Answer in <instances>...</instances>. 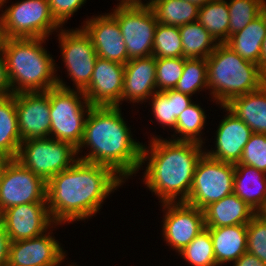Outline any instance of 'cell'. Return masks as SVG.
I'll use <instances>...</instances> for the list:
<instances>
[{"label":"cell","mask_w":266,"mask_h":266,"mask_svg":"<svg viewBox=\"0 0 266 266\" xmlns=\"http://www.w3.org/2000/svg\"><path fill=\"white\" fill-rule=\"evenodd\" d=\"M124 183L110 167L78 159L47 182L49 214L55 224L90 221Z\"/></svg>","instance_id":"cell-1"},{"label":"cell","mask_w":266,"mask_h":266,"mask_svg":"<svg viewBox=\"0 0 266 266\" xmlns=\"http://www.w3.org/2000/svg\"><path fill=\"white\" fill-rule=\"evenodd\" d=\"M121 112V106H92L77 156L80 160L110 167L128 182L140 173L143 142L134 139L132 126ZM82 149L87 150L84 155Z\"/></svg>","instance_id":"cell-2"},{"label":"cell","mask_w":266,"mask_h":266,"mask_svg":"<svg viewBox=\"0 0 266 266\" xmlns=\"http://www.w3.org/2000/svg\"><path fill=\"white\" fill-rule=\"evenodd\" d=\"M150 135L148 146L144 143L142 147L140 171L141 168L144 171L141 182L143 180L144 186L159 203L186 202L205 146Z\"/></svg>","instance_id":"cell-3"},{"label":"cell","mask_w":266,"mask_h":266,"mask_svg":"<svg viewBox=\"0 0 266 266\" xmlns=\"http://www.w3.org/2000/svg\"><path fill=\"white\" fill-rule=\"evenodd\" d=\"M49 38H6L1 49L12 94L58 86L56 62L45 45Z\"/></svg>","instance_id":"cell-4"},{"label":"cell","mask_w":266,"mask_h":266,"mask_svg":"<svg viewBox=\"0 0 266 266\" xmlns=\"http://www.w3.org/2000/svg\"><path fill=\"white\" fill-rule=\"evenodd\" d=\"M206 62L208 95L217 106L257 91L266 83V75L259 66L241 58L226 43H218Z\"/></svg>","instance_id":"cell-5"},{"label":"cell","mask_w":266,"mask_h":266,"mask_svg":"<svg viewBox=\"0 0 266 266\" xmlns=\"http://www.w3.org/2000/svg\"><path fill=\"white\" fill-rule=\"evenodd\" d=\"M50 102V137L80 145L87 115L92 105L83 91L54 87L49 89Z\"/></svg>","instance_id":"cell-6"},{"label":"cell","mask_w":266,"mask_h":266,"mask_svg":"<svg viewBox=\"0 0 266 266\" xmlns=\"http://www.w3.org/2000/svg\"><path fill=\"white\" fill-rule=\"evenodd\" d=\"M58 47L60 48V54L64 68L67 70V77L73 82L71 85H67L64 82L62 76L58 72V64L56 65V76L58 87L70 90L84 91L92 77L94 65L97 59V53L92 45L90 37L79 26L75 29H67L62 27L59 31L55 32Z\"/></svg>","instance_id":"cell-7"},{"label":"cell","mask_w":266,"mask_h":266,"mask_svg":"<svg viewBox=\"0 0 266 266\" xmlns=\"http://www.w3.org/2000/svg\"><path fill=\"white\" fill-rule=\"evenodd\" d=\"M0 11L5 38H49L62 28L48 0H18Z\"/></svg>","instance_id":"cell-8"},{"label":"cell","mask_w":266,"mask_h":266,"mask_svg":"<svg viewBox=\"0 0 266 266\" xmlns=\"http://www.w3.org/2000/svg\"><path fill=\"white\" fill-rule=\"evenodd\" d=\"M16 160L47 183L78 160L77 148L51 137L24 140Z\"/></svg>","instance_id":"cell-9"},{"label":"cell","mask_w":266,"mask_h":266,"mask_svg":"<svg viewBox=\"0 0 266 266\" xmlns=\"http://www.w3.org/2000/svg\"><path fill=\"white\" fill-rule=\"evenodd\" d=\"M235 164L213 159L204 153L194 171L187 204L203 210L234 192Z\"/></svg>","instance_id":"cell-10"},{"label":"cell","mask_w":266,"mask_h":266,"mask_svg":"<svg viewBox=\"0 0 266 266\" xmlns=\"http://www.w3.org/2000/svg\"><path fill=\"white\" fill-rule=\"evenodd\" d=\"M110 11L109 13L116 19L121 29L129 60L151 56L158 24L151 7L115 5V8L113 7Z\"/></svg>","instance_id":"cell-11"},{"label":"cell","mask_w":266,"mask_h":266,"mask_svg":"<svg viewBox=\"0 0 266 266\" xmlns=\"http://www.w3.org/2000/svg\"><path fill=\"white\" fill-rule=\"evenodd\" d=\"M47 183L18 160L9 159L0 176V214L16 205L47 202Z\"/></svg>","instance_id":"cell-12"},{"label":"cell","mask_w":266,"mask_h":266,"mask_svg":"<svg viewBox=\"0 0 266 266\" xmlns=\"http://www.w3.org/2000/svg\"><path fill=\"white\" fill-rule=\"evenodd\" d=\"M159 205L163 212L162 240L178 254L206 228L203 210L186 202H166Z\"/></svg>","instance_id":"cell-13"},{"label":"cell","mask_w":266,"mask_h":266,"mask_svg":"<svg viewBox=\"0 0 266 266\" xmlns=\"http://www.w3.org/2000/svg\"><path fill=\"white\" fill-rule=\"evenodd\" d=\"M60 226L61 224H54L40 236L10 242L7 266H62L67 260V250L53 234ZM75 264L77 262L67 263L65 266Z\"/></svg>","instance_id":"cell-14"},{"label":"cell","mask_w":266,"mask_h":266,"mask_svg":"<svg viewBox=\"0 0 266 266\" xmlns=\"http://www.w3.org/2000/svg\"><path fill=\"white\" fill-rule=\"evenodd\" d=\"M0 223L10 242L40 236L55 224L49 214L47 202L12 206L0 214Z\"/></svg>","instance_id":"cell-15"},{"label":"cell","mask_w":266,"mask_h":266,"mask_svg":"<svg viewBox=\"0 0 266 266\" xmlns=\"http://www.w3.org/2000/svg\"><path fill=\"white\" fill-rule=\"evenodd\" d=\"M15 106L22 141L50 137L49 90L16 93Z\"/></svg>","instance_id":"cell-16"},{"label":"cell","mask_w":266,"mask_h":266,"mask_svg":"<svg viewBox=\"0 0 266 266\" xmlns=\"http://www.w3.org/2000/svg\"><path fill=\"white\" fill-rule=\"evenodd\" d=\"M89 17L83 20L80 27L90 37L97 56L125 65L129 58L116 19L109 12Z\"/></svg>","instance_id":"cell-17"},{"label":"cell","mask_w":266,"mask_h":266,"mask_svg":"<svg viewBox=\"0 0 266 266\" xmlns=\"http://www.w3.org/2000/svg\"><path fill=\"white\" fill-rule=\"evenodd\" d=\"M224 112L223 119L220 120L215 131V141L211 149L205 148V153L216 160L225 163L237 164L241 159L244 146L249 141L253 131L238 119L226 106H220Z\"/></svg>","instance_id":"cell-18"},{"label":"cell","mask_w":266,"mask_h":266,"mask_svg":"<svg viewBox=\"0 0 266 266\" xmlns=\"http://www.w3.org/2000/svg\"><path fill=\"white\" fill-rule=\"evenodd\" d=\"M124 64L97 57L91 81L83 91L92 106H119L124 83Z\"/></svg>","instance_id":"cell-19"},{"label":"cell","mask_w":266,"mask_h":266,"mask_svg":"<svg viewBox=\"0 0 266 266\" xmlns=\"http://www.w3.org/2000/svg\"><path fill=\"white\" fill-rule=\"evenodd\" d=\"M124 67L121 107L124 102L132 103V105L145 104L157 92L155 57L151 55L132 59Z\"/></svg>","instance_id":"cell-20"},{"label":"cell","mask_w":266,"mask_h":266,"mask_svg":"<svg viewBox=\"0 0 266 266\" xmlns=\"http://www.w3.org/2000/svg\"><path fill=\"white\" fill-rule=\"evenodd\" d=\"M206 228L247 225L257 214L234 192L203 209Z\"/></svg>","instance_id":"cell-21"},{"label":"cell","mask_w":266,"mask_h":266,"mask_svg":"<svg viewBox=\"0 0 266 266\" xmlns=\"http://www.w3.org/2000/svg\"><path fill=\"white\" fill-rule=\"evenodd\" d=\"M210 231L217 266L233 264L247 252V225L207 228Z\"/></svg>","instance_id":"cell-22"},{"label":"cell","mask_w":266,"mask_h":266,"mask_svg":"<svg viewBox=\"0 0 266 266\" xmlns=\"http://www.w3.org/2000/svg\"><path fill=\"white\" fill-rule=\"evenodd\" d=\"M192 98L175 89L155 92L146 102L152 106V110L149 111L154 119L151 118L150 122L153 124L155 120L158 126L161 125V128H168L173 132L178 116L194 102Z\"/></svg>","instance_id":"cell-23"},{"label":"cell","mask_w":266,"mask_h":266,"mask_svg":"<svg viewBox=\"0 0 266 266\" xmlns=\"http://www.w3.org/2000/svg\"><path fill=\"white\" fill-rule=\"evenodd\" d=\"M225 106L253 133L266 134V83L257 91L233 98Z\"/></svg>","instance_id":"cell-24"},{"label":"cell","mask_w":266,"mask_h":266,"mask_svg":"<svg viewBox=\"0 0 266 266\" xmlns=\"http://www.w3.org/2000/svg\"><path fill=\"white\" fill-rule=\"evenodd\" d=\"M234 193L258 213L266 203V173L245 164H235Z\"/></svg>","instance_id":"cell-25"},{"label":"cell","mask_w":266,"mask_h":266,"mask_svg":"<svg viewBox=\"0 0 266 266\" xmlns=\"http://www.w3.org/2000/svg\"><path fill=\"white\" fill-rule=\"evenodd\" d=\"M265 35L266 9L243 30L231 35L226 44L241 58L258 65Z\"/></svg>","instance_id":"cell-26"},{"label":"cell","mask_w":266,"mask_h":266,"mask_svg":"<svg viewBox=\"0 0 266 266\" xmlns=\"http://www.w3.org/2000/svg\"><path fill=\"white\" fill-rule=\"evenodd\" d=\"M21 142L15 94L0 97V155L16 159Z\"/></svg>","instance_id":"cell-27"},{"label":"cell","mask_w":266,"mask_h":266,"mask_svg":"<svg viewBox=\"0 0 266 266\" xmlns=\"http://www.w3.org/2000/svg\"><path fill=\"white\" fill-rule=\"evenodd\" d=\"M195 101L187 107L177 118L175 129L171 134V140L195 142L206 146V137L202 133L205 130L207 116L206 110ZM205 110V111H204Z\"/></svg>","instance_id":"cell-28"},{"label":"cell","mask_w":266,"mask_h":266,"mask_svg":"<svg viewBox=\"0 0 266 266\" xmlns=\"http://www.w3.org/2000/svg\"><path fill=\"white\" fill-rule=\"evenodd\" d=\"M178 28L181 34L184 58L206 59L218 44L198 21L184 24Z\"/></svg>","instance_id":"cell-29"},{"label":"cell","mask_w":266,"mask_h":266,"mask_svg":"<svg viewBox=\"0 0 266 266\" xmlns=\"http://www.w3.org/2000/svg\"><path fill=\"white\" fill-rule=\"evenodd\" d=\"M229 20L227 0H212L199 8L197 21L217 43H226L228 41Z\"/></svg>","instance_id":"cell-30"},{"label":"cell","mask_w":266,"mask_h":266,"mask_svg":"<svg viewBox=\"0 0 266 266\" xmlns=\"http://www.w3.org/2000/svg\"><path fill=\"white\" fill-rule=\"evenodd\" d=\"M158 23L183 26L198 20L199 7L183 0H155L151 6Z\"/></svg>","instance_id":"cell-31"},{"label":"cell","mask_w":266,"mask_h":266,"mask_svg":"<svg viewBox=\"0 0 266 266\" xmlns=\"http://www.w3.org/2000/svg\"><path fill=\"white\" fill-rule=\"evenodd\" d=\"M207 62L206 59H191L185 60V65L182 71V76L175 86V90L196 97L195 94H201L200 91L207 92ZM198 92V93H197Z\"/></svg>","instance_id":"cell-32"},{"label":"cell","mask_w":266,"mask_h":266,"mask_svg":"<svg viewBox=\"0 0 266 266\" xmlns=\"http://www.w3.org/2000/svg\"><path fill=\"white\" fill-rule=\"evenodd\" d=\"M178 256L189 266H217L210 231L202 230Z\"/></svg>","instance_id":"cell-33"},{"label":"cell","mask_w":266,"mask_h":266,"mask_svg":"<svg viewBox=\"0 0 266 266\" xmlns=\"http://www.w3.org/2000/svg\"><path fill=\"white\" fill-rule=\"evenodd\" d=\"M229 37L243 30L266 9V0H228Z\"/></svg>","instance_id":"cell-34"},{"label":"cell","mask_w":266,"mask_h":266,"mask_svg":"<svg viewBox=\"0 0 266 266\" xmlns=\"http://www.w3.org/2000/svg\"><path fill=\"white\" fill-rule=\"evenodd\" d=\"M152 55L155 58L183 57L181 34L177 26L157 24Z\"/></svg>","instance_id":"cell-35"},{"label":"cell","mask_w":266,"mask_h":266,"mask_svg":"<svg viewBox=\"0 0 266 266\" xmlns=\"http://www.w3.org/2000/svg\"><path fill=\"white\" fill-rule=\"evenodd\" d=\"M186 59L184 57L155 58L157 91L175 88L182 76Z\"/></svg>","instance_id":"cell-36"},{"label":"cell","mask_w":266,"mask_h":266,"mask_svg":"<svg viewBox=\"0 0 266 266\" xmlns=\"http://www.w3.org/2000/svg\"><path fill=\"white\" fill-rule=\"evenodd\" d=\"M266 173V134L253 133L244 146L239 163Z\"/></svg>","instance_id":"cell-37"},{"label":"cell","mask_w":266,"mask_h":266,"mask_svg":"<svg viewBox=\"0 0 266 266\" xmlns=\"http://www.w3.org/2000/svg\"><path fill=\"white\" fill-rule=\"evenodd\" d=\"M247 253L266 264V221L258 214L247 224Z\"/></svg>","instance_id":"cell-38"},{"label":"cell","mask_w":266,"mask_h":266,"mask_svg":"<svg viewBox=\"0 0 266 266\" xmlns=\"http://www.w3.org/2000/svg\"><path fill=\"white\" fill-rule=\"evenodd\" d=\"M86 2L87 0H48L50 12L61 27H64Z\"/></svg>","instance_id":"cell-39"},{"label":"cell","mask_w":266,"mask_h":266,"mask_svg":"<svg viewBox=\"0 0 266 266\" xmlns=\"http://www.w3.org/2000/svg\"><path fill=\"white\" fill-rule=\"evenodd\" d=\"M12 95L11 86L7 74L5 57L0 50V97Z\"/></svg>","instance_id":"cell-40"},{"label":"cell","mask_w":266,"mask_h":266,"mask_svg":"<svg viewBox=\"0 0 266 266\" xmlns=\"http://www.w3.org/2000/svg\"><path fill=\"white\" fill-rule=\"evenodd\" d=\"M10 239L4 226L0 223V266H7Z\"/></svg>","instance_id":"cell-41"},{"label":"cell","mask_w":266,"mask_h":266,"mask_svg":"<svg viewBox=\"0 0 266 266\" xmlns=\"http://www.w3.org/2000/svg\"><path fill=\"white\" fill-rule=\"evenodd\" d=\"M232 266H266L258 257L244 253L239 259H237Z\"/></svg>","instance_id":"cell-42"},{"label":"cell","mask_w":266,"mask_h":266,"mask_svg":"<svg viewBox=\"0 0 266 266\" xmlns=\"http://www.w3.org/2000/svg\"><path fill=\"white\" fill-rule=\"evenodd\" d=\"M120 7H151L155 0H117Z\"/></svg>","instance_id":"cell-43"},{"label":"cell","mask_w":266,"mask_h":266,"mask_svg":"<svg viewBox=\"0 0 266 266\" xmlns=\"http://www.w3.org/2000/svg\"><path fill=\"white\" fill-rule=\"evenodd\" d=\"M258 66L261 69V71L266 75V35L262 42Z\"/></svg>","instance_id":"cell-44"},{"label":"cell","mask_w":266,"mask_h":266,"mask_svg":"<svg viewBox=\"0 0 266 266\" xmlns=\"http://www.w3.org/2000/svg\"><path fill=\"white\" fill-rule=\"evenodd\" d=\"M5 35L3 32V23H2V15H1V11H0V50L2 49L3 45H4V41H5Z\"/></svg>","instance_id":"cell-45"},{"label":"cell","mask_w":266,"mask_h":266,"mask_svg":"<svg viewBox=\"0 0 266 266\" xmlns=\"http://www.w3.org/2000/svg\"><path fill=\"white\" fill-rule=\"evenodd\" d=\"M183 1H189L200 8L212 0H183Z\"/></svg>","instance_id":"cell-46"},{"label":"cell","mask_w":266,"mask_h":266,"mask_svg":"<svg viewBox=\"0 0 266 266\" xmlns=\"http://www.w3.org/2000/svg\"><path fill=\"white\" fill-rule=\"evenodd\" d=\"M9 160V158L5 157V156H1L0 155V176L2 174L3 168L6 165V162Z\"/></svg>","instance_id":"cell-47"},{"label":"cell","mask_w":266,"mask_h":266,"mask_svg":"<svg viewBox=\"0 0 266 266\" xmlns=\"http://www.w3.org/2000/svg\"><path fill=\"white\" fill-rule=\"evenodd\" d=\"M257 214L266 221V203L264 204L262 209Z\"/></svg>","instance_id":"cell-48"}]
</instances>
